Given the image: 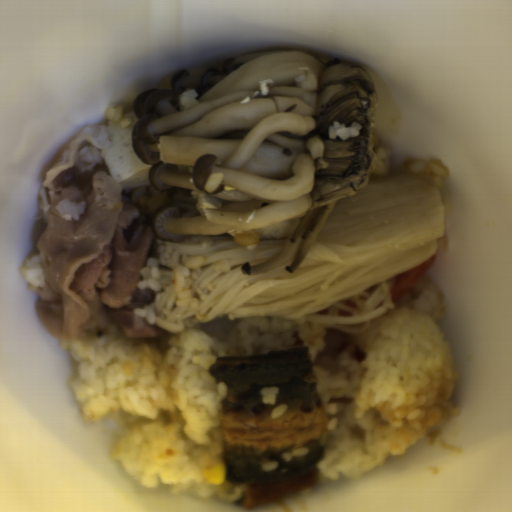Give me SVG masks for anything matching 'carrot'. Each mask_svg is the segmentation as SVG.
<instances>
[{
	"label": "carrot",
	"mask_w": 512,
	"mask_h": 512,
	"mask_svg": "<svg viewBox=\"0 0 512 512\" xmlns=\"http://www.w3.org/2000/svg\"><path fill=\"white\" fill-rule=\"evenodd\" d=\"M435 261L436 258L434 255L429 260L392 277L390 284V301L394 310L400 308V304L405 296L422 280H427Z\"/></svg>",
	"instance_id": "obj_1"
}]
</instances>
